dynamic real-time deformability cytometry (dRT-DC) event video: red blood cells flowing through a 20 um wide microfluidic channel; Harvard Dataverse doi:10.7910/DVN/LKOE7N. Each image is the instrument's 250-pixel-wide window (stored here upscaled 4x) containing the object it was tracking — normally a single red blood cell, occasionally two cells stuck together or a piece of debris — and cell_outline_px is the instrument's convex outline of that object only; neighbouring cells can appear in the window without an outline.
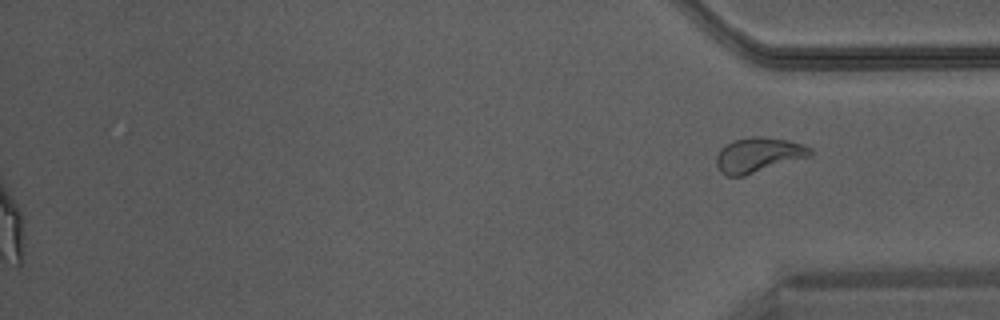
{"species": "Egyptian fruit bat (a non-hibernating species)", "species_latin": "Rousettus aegyptiacus", "temperature_condition": "warm", "stored_images_in_passage": 36, "segment_of_instrument_passage": [2, 2], "camera_frame_rate_fps": 3000, "um_per_image_px": 0.085, "animal": {"sex": "male"}, "frame": {"image": 1, "passage_image": 36, "time_ms": 11.667, "image_size_px": [1000, 320], "cell_outline_px": [[812, 156], [744, 176], [724, 176], [716, 168], [716, 156], [720, 148], [724, 144], [736, 140], [752, 136], [760, 136], [788, 140], [804, 144], [812, 148]], "centroid_in_image_um": [64.45, 13.18], "position_along_channel_um": 370.7, "area_um2": 19.42}}